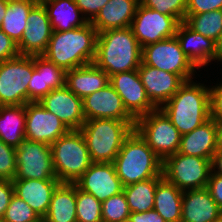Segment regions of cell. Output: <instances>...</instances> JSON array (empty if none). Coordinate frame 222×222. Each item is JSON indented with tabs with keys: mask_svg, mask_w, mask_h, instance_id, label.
Returning <instances> with one entry per match:
<instances>
[{
	"mask_svg": "<svg viewBox=\"0 0 222 222\" xmlns=\"http://www.w3.org/2000/svg\"><path fill=\"white\" fill-rule=\"evenodd\" d=\"M37 3L36 0H8L0 29L16 44L21 40L27 28L28 15Z\"/></svg>",
	"mask_w": 222,
	"mask_h": 222,
	"instance_id": "obj_31",
	"label": "cell"
},
{
	"mask_svg": "<svg viewBox=\"0 0 222 222\" xmlns=\"http://www.w3.org/2000/svg\"><path fill=\"white\" fill-rule=\"evenodd\" d=\"M148 8L174 17L179 23L184 22L187 0H140Z\"/></svg>",
	"mask_w": 222,
	"mask_h": 222,
	"instance_id": "obj_37",
	"label": "cell"
},
{
	"mask_svg": "<svg viewBox=\"0 0 222 222\" xmlns=\"http://www.w3.org/2000/svg\"><path fill=\"white\" fill-rule=\"evenodd\" d=\"M222 10V0H187L186 14Z\"/></svg>",
	"mask_w": 222,
	"mask_h": 222,
	"instance_id": "obj_39",
	"label": "cell"
},
{
	"mask_svg": "<svg viewBox=\"0 0 222 222\" xmlns=\"http://www.w3.org/2000/svg\"><path fill=\"white\" fill-rule=\"evenodd\" d=\"M53 29L47 11L42 3H37L27 18V28L17 43L20 55H42L48 46Z\"/></svg>",
	"mask_w": 222,
	"mask_h": 222,
	"instance_id": "obj_16",
	"label": "cell"
},
{
	"mask_svg": "<svg viewBox=\"0 0 222 222\" xmlns=\"http://www.w3.org/2000/svg\"><path fill=\"white\" fill-rule=\"evenodd\" d=\"M25 113V139L50 146L70 131L57 116L47 111L39 102H28L25 105Z\"/></svg>",
	"mask_w": 222,
	"mask_h": 222,
	"instance_id": "obj_14",
	"label": "cell"
},
{
	"mask_svg": "<svg viewBox=\"0 0 222 222\" xmlns=\"http://www.w3.org/2000/svg\"><path fill=\"white\" fill-rule=\"evenodd\" d=\"M213 222H222V215L218 219L214 220Z\"/></svg>",
	"mask_w": 222,
	"mask_h": 222,
	"instance_id": "obj_51",
	"label": "cell"
},
{
	"mask_svg": "<svg viewBox=\"0 0 222 222\" xmlns=\"http://www.w3.org/2000/svg\"><path fill=\"white\" fill-rule=\"evenodd\" d=\"M210 118L215 121L222 120V82L210 86Z\"/></svg>",
	"mask_w": 222,
	"mask_h": 222,
	"instance_id": "obj_40",
	"label": "cell"
},
{
	"mask_svg": "<svg viewBox=\"0 0 222 222\" xmlns=\"http://www.w3.org/2000/svg\"><path fill=\"white\" fill-rule=\"evenodd\" d=\"M36 222H48L44 217H40Z\"/></svg>",
	"mask_w": 222,
	"mask_h": 222,
	"instance_id": "obj_50",
	"label": "cell"
},
{
	"mask_svg": "<svg viewBox=\"0 0 222 222\" xmlns=\"http://www.w3.org/2000/svg\"><path fill=\"white\" fill-rule=\"evenodd\" d=\"M184 23L194 32L217 42L222 31V10L185 14Z\"/></svg>",
	"mask_w": 222,
	"mask_h": 222,
	"instance_id": "obj_33",
	"label": "cell"
},
{
	"mask_svg": "<svg viewBox=\"0 0 222 222\" xmlns=\"http://www.w3.org/2000/svg\"><path fill=\"white\" fill-rule=\"evenodd\" d=\"M212 172L222 175V151H216L211 161Z\"/></svg>",
	"mask_w": 222,
	"mask_h": 222,
	"instance_id": "obj_46",
	"label": "cell"
},
{
	"mask_svg": "<svg viewBox=\"0 0 222 222\" xmlns=\"http://www.w3.org/2000/svg\"><path fill=\"white\" fill-rule=\"evenodd\" d=\"M113 163L123 186L163 175V160L135 129L124 140Z\"/></svg>",
	"mask_w": 222,
	"mask_h": 222,
	"instance_id": "obj_4",
	"label": "cell"
},
{
	"mask_svg": "<svg viewBox=\"0 0 222 222\" xmlns=\"http://www.w3.org/2000/svg\"><path fill=\"white\" fill-rule=\"evenodd\" d=\"M17 44L0 29V62L17 57Z\"/></svg>",
	"mask_w": 222,
	"mask_h": 222,
	"instance_id": "obj_42",
	"label": "cell"
},
{
	"mask_svg": "<svg viewBox=\"0 0 222 222\" xmlns=\"http://www.w3.org/2000/svg\"><path fill=\"white\" fill-rule=\"evenodd\" d=\"M175 37L184 54L198 70L208 66L212 61L217 60L218 63V52L214 40L194 32L184 22L179 23Z\"/></svg>",
	"mask_w": 222,
	"mask_h": 222,
	"instance_id": "obj_21",
	"label": "cell"
},
{
	"mask_svg": "<svg viewBox=\"0 0 222 222\" xmlns=\"http://www.w3.org/2000/svg\"><path fill=\"white\" fill-rule=\"evenodd\" d=\"M217 52H218V61L222 59V31L220 34L219 39L216 42Z\"/></svg>",
	"mask_w": 222,
	"mask_h": 222,
	"instance_id": "obj_49",
	"label": "cell"
},
{
	"mask_svg": "<svg viewBox=\"0 0 222 222\" xmlns=\"http://www.w3.org/2000/svg\"><path fill=\"white\" fill-rule=\"evenodd\" d=\"M40 216L21 198L15 194L6 209L4 222H36Z\"/></svg>",
	"mask_w": 222,
	"mask_h": 222,
	"instance_id": "obj_36",
	"label": "cell"
},
{
	"mask_svg": "<svg viewBox=\"0 0 222 222\" xmlns=\"http://www.w3.org/2000/svg\"><path fill=\"white\" fill-rule=\"evenodd\" d=\"M25 105L0 106V140L17 148L25 140Z\"/></svg>",
	"mask_w": 222,
	"mask_h": 222,
	"instance_id": "obj_30",
	"label": "cell"
},
{
	"mask_svg": "<svg viewBox=\"0 0 222 222\" xmlns=\"http://www.w3.org/2000/svg\"><path fill=\"white\" fill-rule=\"evenodd\" d=\"M216 151V125L212 118L181 136L178 153L212 160Z\"/></svg>",
	"mask_w": 222,
	"mask_h": 222,
	"instance_id": "obj_26",
	"label": "cell"
},
{
	"mask_svg": "<svg viewBox=\"0 0 222 222\" xmlns=\"http://www.w3.org/2000/svg\"><path fill=\"white\" fill-rule=\"evenodd\" d=\"M13 195L14 187L12 181L0 180V219H3Z\"/></svg>",
	"mask_w": 222,
	"mask_h": 222,
	"instance_id": "obj_43",
	"label": "cell"
},
{
	"mask_svg": "<svg viewBox=\"0 0 222 222\" xmlns=\"http://www.w3.org/2000/svg\"><path fill=\"white\" fill-rule=\"evenodd\" d=\"M16 173V148L0 140V180L12 181Z\"/></svg>",
	"mask_w": 222,
	"mask_h": 222,
	"instance_id": "obj_38",
	"label": "cell"
},
{
	"mask_svg": "<svg viewBox=\"0 0 222 222\" xmlns=\"http://www.w3.org/2000/svg\"><path fill=\"white\" fill-rule=\"evenodd\" d=\"M179 22L139 3L130 28L141 48L176 35Z\"/></svg>",
	"mask_w": 222,
	"mask_h": 222,
	"instance_id": "obj_12",
	"label": "cell"
},
{
	"mask_svg": "<svg viewBox=\"0 0 222 222\" xmlns=\"http://www.w3.org/2000/svg\"><path fill=\"white\" fill-rule=\"evenodd\" d=\"M14 194L23 199L40 217L49 209L52 194L61 183L59 180H12Z\"/></svg>",
	"mask_w": 222,
	"mask_h": 222,
	"instance_id": "obj_23",
	"label": "cell"
},
{
	"mask_svg": "<svg viewBox=\"0 0 222 222\" xmlns=\"http://www.w3.org/2000/svg\"><path fill=\"white\" fill-rule=\"evenodd\" d=\"M207 188L213 200L222 210V175H217L211 171Z\"/></svg>",
	"mask_w": 222,
	"mask_h": 222,
	"instance_id": "obj_44",
	"label": "cell"
},
{
	"mask_svg": "<svg viewBox=\"0 0 222 222\" xmlns=\"http://www.w3.org/2000/svg\"><path fill=\"white\" fill-rule=\"evenodd\" d=\"M162 178L163 175H159L146 181L124 186L123 192L131 213L145 212L154 209L156 186Z\"/></svg>",
	"mask_w": 222,
	"mask_h": 222,
	"instance_id": "obj_32",
	"label": "cell"
},
{
	"mask_svg": "<svg viewBox=\"0 0 222 222\" xmlns=\"http://www.w3.org/2000/svg\"><path fill=\"white\" fill-rule=\"evenodd\" d=\"M140 0H109L91 21L98 33L130 27Z\"/></svg>",
	"mask_w": 222,
	"mask_h": 222,
	"instance_id": "obj_24",
	"label": "cell"
},
{
	"mask_svg": "<svg viewBox=\"0 0 222 222\" xmlns=\"http://www.w3.org/2000/svg\"><path fill=\"white\" fill-rule=\"evenodd\" d=\"M44 218L48 222H77L76 185L60 183L54 190Z\"/></svg>",
	"mask_w": 222,
	"mask_h": 222,
	"instance_id": "obj_28",
	"label": "cell"
},
{
	"mask_svg": "<svg viewBox=\"0 0 222 222\" xmlns=\"http://www.w3.org/2000/svg\"><path fill=\"white\" fill-rule=\"evenodd\" d=\"M50 146L56 178L61 183H74L92 164L80 130H70Z\"/></svg>",
	"mask_w": 222,
	"mask_h": 222,
	"instance_id": "obj_6",
	"label": "cell"
},
{
	"mask_svg": "<svg viewBox=\"0 0 222 222\" xmlns=\"http://www.w3.org/2000/svg\"><path fill=\"white\" fill-rule=\"evenodd\" d=\"M211 161L177 152L163 160L162 174L182 191L205 188L212 171Z\"/></svg>",
	"mask_w": 222,
	"mask_h": 222,
	"instance_id": "obj_7",
	"label": "cell"
},
{
	"mask_svg": "<svg viewBox=\"0 0 222 222\" xmlns=\"http://www.w3.org/2000/svg\"><path fill=\"white\" fill-rule=\"evenodd\" d=\"M130 213L123 191L102 202V222H128Z\"/></svg>",
	"mask_w": 222,
	"mask_h": 222,
	"instance_id": "obj_35",
	"label": "cell"
},
{
	"mask_svg": "<svg viewBox=\"0 0 222 222\" xmlns=\"http://www.w3.org/2000/svg\"><path fill=\"white\" fill-rule=\"evenodd\" d=\"M17 173L13 180H58L53 167L51 146L28 139L16 148Z\"/></svg>",
	"mask_w": 222,
	"mask_h": 222,
	"instance_id": "obj_11",
	"label": "cell"
},
{
	"mask_svg": "<svg viewBox=\"0 0 222 222\" xmlns=\"http://www.w3.org/2000/svg\"><path fill=\"white\" fill-rule=\"evenodd\" d=\"M134 129L162 160L178 152L182 135L160 108L139 117Z\"/></svg>",
	"mask_w": 222,
	"mask_h": 222,
	"instance_id": "obj_8",
	"label": "cell"
},
{
	"mask_svg": "<svg viewBox=\"0 0 222 222\" xmlns=\"http://www.w3.org/2000/svg\"><path fill=\"white\" fill-rule=\"evenodd\" d=\"M160 109L181 135L210 119V90L197 81H186Z\"/></svg>",
	"mask_w": 222,
	"mask_h": 222,
	"instance_id": "obj_3",
	"label": "cell"
},
{
	"mask_svg": "<svg viewBox=\"0 0 222 222\" xmlns=\"http://www.w3.org/2000/svg\"><path fill=\"white\" fill-rule=\"evenodd\" d=\"M33 56L18 55L0 62V106L26 105Z\"/></svg>",
	"mask_w": 222,
	"mask_h": 222,
	"instance_id": "obj_9",
	"label": "cell"
},
{
	"mask_svg": "<svg viewBox=\"0 0 222 222\" xmlns=\"http://www.w3.org/2000/svg\"><path fill=\"white\" fill-rule=\"evenodd\" d=\"M39 103L57 116L69 130H79L86 121L83 99L66 86L51 90Z\"/></svg>",
	"mask_w": 222,
	"mask_h": 222,
	"instance_id": "obj_17",
	"label": "cell"
},
{
	"mask_svg": "<svg viewBox=\"0 0 222 222\" xmlns=\"http://www.w3.org/2000/svg\"><path fill=\"white\" fill-rule=\"evenodd\" d=\"M128 222H166L160 214L151 209L145 212H133L130 213Z\"/></svg>",
	"mask_w": 222,
	"mask_h": 222,
	"instance_id": "obj_45",
	"label": "cell"
},
{
	"mask_svg": "<svg viewBox=\"0 0 222 222\" xmlns=\"http://www.w3.org/2000/svg\"><path fill=\"white\" fill-rule=\"evenodd\" d=\"M74 184L80 190L92 194L101 203L124 189L114 163H92Z\"/></svg>",
	"mask_w": 222,
	"mask_h": 222,
	"instance_id": "obj_15",
	"label": "cell"
},
{
	"mask_svg": "<svg viewBox=\"0 0 222 222\" xmlns=\"http://www.w3.org/2000/svg\"><path fill=\"white\" fill-rule=\"evenodd\" d=\"M66 71L43 55H33V73L28 85V102H40L51 90L65 86Z\"/></svg>",
	"mask_w": 222,
	"mask_h": 222,
	"instance_id": "obj_20",
	"label": "cell"
},
{
	"mask_svg": "<svg viewBox=\"0 0 222 222\" xmlns=\"http://www.w3.org/2000/svg\"><path fill=\"white\" fill-rule=\"evenodd\" d=\"M38 3H43V2H45V1H47V0H36Z\"/></svg>",
	"mask_w": 222,
	"mask_h": 222,
	"instance_id": "obj_52",
	"label": "cell"
},
{
	"mask_svg": "<svg viewBox=\"0 0 222 222\" xmlns=\"http://www.w3.org/2000/svg\"><path fill=\"white\" fill-rule=\"evenodd\" d=\"M7 5H8V0H0V28H1L2 20L5 16Z\"/></svg>",
	"mask_w": 222,
	"mask_h": 222,
	"instance_id": "obj_48",
	"label": "cell"
},
{
	"mask_svg": "<svg viewBox=\"0 0 222 222\" xmlns=\"http://www.w3.org/2000/svg\"><path fill=\"white\" fill-rule=\"evenodd\" d=\"M77 222H102V203L76 186Z\"/></svg>",
	"mask_w": 222,
	"mask_h": 222,
	"instance_id": "obj_34",
	"label": "cell"
},
{
	"mask_svg": "<svg viewBox=\"0 0 222 222\" xmlns=\"http://www.w3.org/2000/svg\"><path fill=\"white\" fill-rule=\"evenodd\" d=\"M221 215L207 187L183 191L181 222H213Z\"/></svg>",
	"mask_w": 222,
	"mask_h": 222,
	"instance_id": "obj_22",
	"label": "cell"
},
{
	"mask_svg": "<svg viewBox=\"0 0 222 222\" xmlns=\"http://www.w3.org/2000/svg\"><path fill=\"white\" fill-rule=\"evenodd\" d=\"M137 71L148 98L157 108L166 103L186 82L180 75L159 70L143 62Z\"/></svg>",
	"mask_w": 222,
	"mask_h": 222,
	"instance_id": "obj_19",
	"label": "cell"
},
{
	"mask_svg": "<svg viewBox=\"0 0 222 222\" xmlns=\"http://www.w3.org/2000/svg\"><path fill=\"white\" fill-rule=\"evenodd\" d=\"M109 0H74L82 15L91 22Z\"/></svg>",
	"mask_w": 222,
	"mask_h": 222,
	"instance_id": "obj_41",
	"label": "cell"
},
{
	"mask_svg": "<svg viewBox=\"0 0 222 222\" xmlns=\"http://www.w3.org/2000/svg\"><path fill=\"white\" fill-rule=\"evenodd\" d=\"M53 31H68L88 23L74 0H47L42 3Z\"/></svg>",
	"mask_w": 222,
	"mask_h": 222,
	"instance_id": "obj_27",
	"label": "cell"
},
{
	"mask_svg": "<svg viewBox=\"0 0 222 222\" xmlns=\"http://www.w3.org/2000/svg\"><path fill=\"white\" fill-rule=\"evenodd\" d=\"M142 62L180 75L185 81L193 80L198 70L184 54L175 36L143 47Z\"/></svg>",
	"mask_w": 222,
	"mask_h": 222,
	"instance_id": "obj_10",
	"label": "cell"
},
{
	"mask_svg": "<svg viewBox=\"0 0 222 222\" xmlns=\"http://www.w3.org/2000/svg\"><path fill=\"white\" fill-rule=\"evenodd\" d=\"M183 191L164 177L157 183L154 210L166 222H181Z\"/></svg>",
	"mask_w": 222,
	"mask_h": 222,
	"instance_id": "obj_29",
	"label": "cell"
},
{
	"mask_svg": "<svg viewBox=\"0 0 222 222\" xmlns=\"http://www.w3.org/2000/svg\"><path fill=\"white\" fill-rule=\"evenodd\" d=\"M216 125V148L222 151V120L215 121Z\"/></svg>",
	"mask_w": 222,
	"mask_h": 222,
	"instance_id": "obj_47",
	"label": "cell"
},
{
	"mask_svg": "<svg viewBox=\"0 0 222 222\" xmlns=\"http://www.w3.org/2000/svg\"><path fill=\"white\" fill-rule=\"evenodd\" d=\"M93 63L109 77L138 70L142 63V48L132 29L117 28L98 33Z\"/></svg>",
	"mask_w": 222,
	"mask_h": 222,
	"instance_id": "obj_1",
	"label": "cell"
},
{
	"mask_svg": "<svg viewBox=\"0 0 222 222\" xmlns=\"http://www.w3.org/2000/svg\"><path fill=\"white\" fill-rule=\"evenodd\" d=\"M85 120L117 119L136 121L125 109L121 97L109 83L83 99Z\"/></svg>",
	"mask_w": 222,
	"mask_h": 222,
	"instance_id": "obj_18",
	"label": "cell"
},
{
	"mask_svg": "<svg viewBox=\"0 0 222 222\" xmlns=\"http://www.w3.org/2000/svg\"><path fill=\"white\" fill-rule=\"evenodd\" d=\"M109 83V75L94 63L66 71L65 86L81 99Z\"/></svg>",
	"mask_w": 222,
	"mask_h": 222,
	"instance_id": "obj_25",
	"label": "cell"
},
{
	"mask_svg": "<svg viewBox=\"0 0 222 222\" xmlns=\"http://www.w3.org/2000/svg\"><path fill=\"white\" fill-rule=\"evenodd\" d=\"M135 125L136 121L117 119L86 120L79 130L86 141L92 163H113Z\"/></svg>",
	"mask_w": 222,
	"mask_h": 222,
	"instance_id": "obj_5",
	"label": "cell"
},
{
	"mask_svg": "<svg viewBox=\"0 0 222 222\" xmlns=\"http://www.w3.org/2000/svg\"><path fill=\"white\" fill-rule=\"evenodd\" d=\"M109 79L125 109L135 120L157 109L148 98L137 70L117 73Z\"/></svg>",
	"mask_w": 222,
	"mask_h": 222,
	"instance_id": "obj_13",
	"label": "cell"
},
{
	"mask_svg": "<svg viewBox=\"0 0 222 222\" xmlns=\"http://www.w3.org/2000/svg\"><path fill=\"white\" fill-rule=\"evenodd\" d=\"M97 36L91 22L68 31H53L42 55L65 71L93 63Z\"/></svg>",
	"mask_w": 222,
	"mask_h": 222,
	"instance_id": "obj_2",
	"label": "cell"
}]
</instances>
